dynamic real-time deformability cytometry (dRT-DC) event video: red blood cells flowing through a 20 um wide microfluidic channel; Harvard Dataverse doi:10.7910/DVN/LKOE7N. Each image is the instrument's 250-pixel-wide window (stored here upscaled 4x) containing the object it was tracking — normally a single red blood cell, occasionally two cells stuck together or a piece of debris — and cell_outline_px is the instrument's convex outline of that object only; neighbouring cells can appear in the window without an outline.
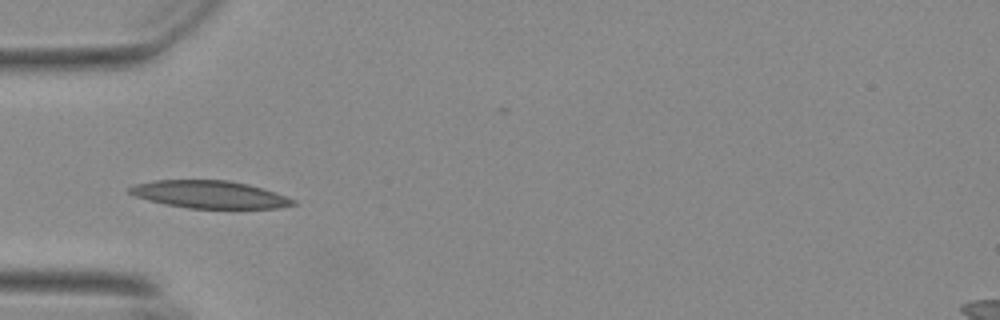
{"species": "Egyptian fruit bat (a non-hibernating species)", "species_latin": "Rousettus aegyptiacus", "temperature_condition": "warm", "stored_images_in_passage": 28, "camera_frame_rate_fps": 3000, "um_per_image_px": 0.085, "animal": {"sex": "female"}, "frame": {"image": 1, "passage_image": 1, "time_ms": 0.0, "image_size_px": [1000, 320], "cell_outline_px": [[296, 204], [276, 208], [188, 208], [164, 204], [148, 200], [136, 196], [128, 192], [128, 188], [136, 184], [156, 180], [228, 180], [248, 184], [264, 188], [296, 200]], "centroid_in_image_um": [17.82, 16.53], "position_along_channel_um": 67.2, "area_um2": 26.13}}
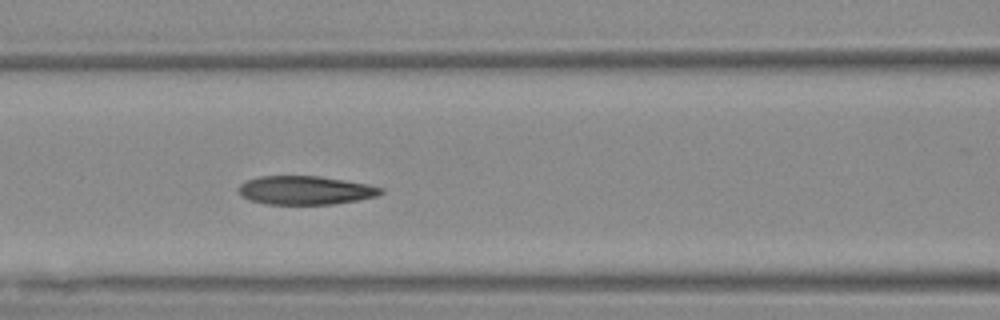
{"frame": {"image": 2, "passage_image": 7, "time_ms": 2.0, "image_size_px": [1000, 320], "cell_outline_px": [[384, 192], [376, 196], [336, 204], [264, 204], [240, 196], [236, 188], [240, 184], [248, 180], [260, 176], [320, 176], [368, 184], [384, 188]], "centroid_in_image_um": [25.94, 16.17], "position_along_channel_um": 140.7, "area_um2": 23.81}}
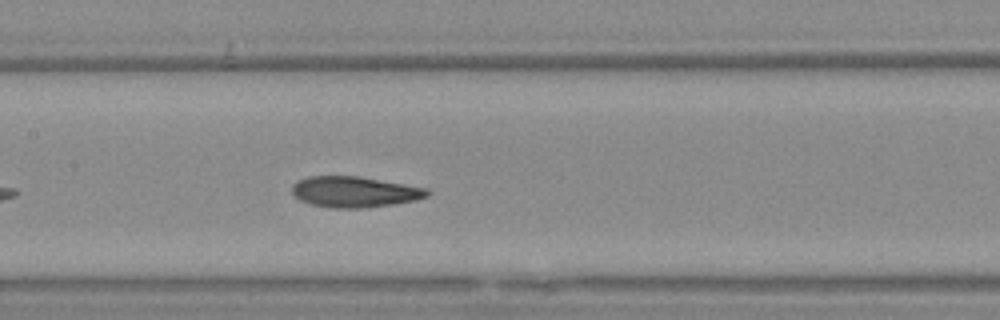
{"frame": {"image": 3, "passage_image": 10, "time_ms": 3.0, "image_size_px": [1000, 320], "cell_outline_px": [[432, 192], [428, 196], [416, 200], [392, 204], [364, 208], [328, 208], [312, 204], [300, 200], [292, 196], [292, 184], [296, 180], [308, 176], [356, 176], [428, 188]], "centroid_in_image_um": [30.1, 16.31], "position_along_channel_um": 177.3, "area_um2": 24.45}, "authors_computed_cell_mechanics": {"area_um2": 23.987, "velocity_mm_per_s": 3.6837, "shape_relaxation_time_tau1_ms": 6.2764, "shape_relaxation_time_tau2_ms": 2.625, "deformation_change_tau1": 0.1918, "deformation_change_tau2": 0.0971}}